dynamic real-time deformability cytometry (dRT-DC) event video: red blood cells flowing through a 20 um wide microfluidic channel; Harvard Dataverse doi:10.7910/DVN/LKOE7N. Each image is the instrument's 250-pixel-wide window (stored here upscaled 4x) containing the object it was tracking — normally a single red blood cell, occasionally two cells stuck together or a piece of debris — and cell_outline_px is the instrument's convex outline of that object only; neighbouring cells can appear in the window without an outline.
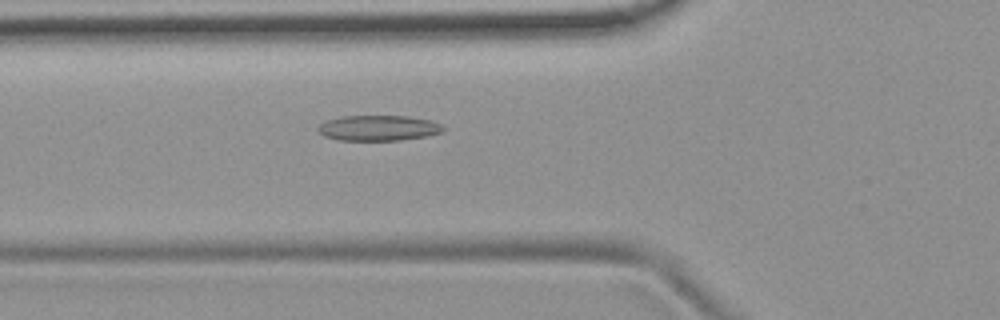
{"species": "common noctule bat (a hibernating species)", "species_latin": "Nyctalus noctula", "temperature_condition": "room temperature", "stored_images_in_passage": 45, "camera_frame_rate_fps": 3000, "um_per_image_px": 0.085, "animal": {"sex": "female", "body_mass_g": 19.9}, "frame": {"image": 1, "passage_image": 11, "time_ms": 3.333, "image_size_px": [1000, 320], "cell_outline_px": [[448, 128], [444, 132], [428, 136], [400, 140], [340, 140], [324, 136], [316, 128], [320, 124], [328, 120], [344, 116], [408, 116], [432, 120]], "centroid_in_image_um": [32.24, 10.88], "position_along_channel_um": 93.6, "area_um2": 18.67}}
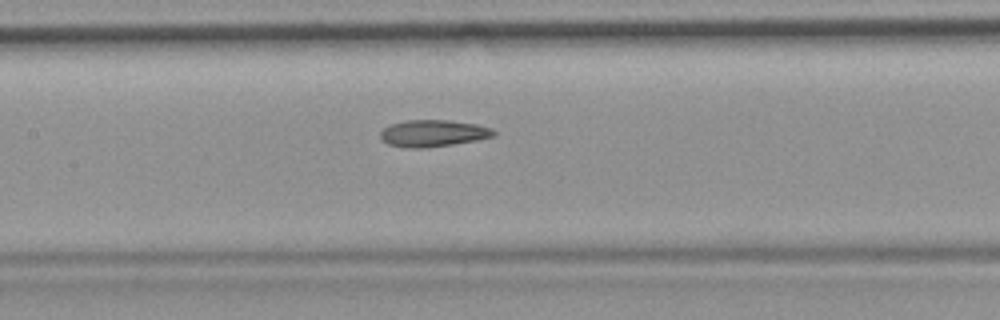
{"frame": {"image": 2, "passage_image": 17, "time_ms": 5.333, "image_size_px": [1000, 320], "cell_outline_px": [[496, 136], [476, 140], [452, 144], [424, 148], [408, 148], [388, 144], [380, 136], [380, 132], [388, 124], [408, 120], [448, 120], [476, 124], [492, 128], [496, 132]], "centroid_in_image_um": [36.82, 11.32], "position_along_channel_um": 170.6, "area_um2": 17.69}}
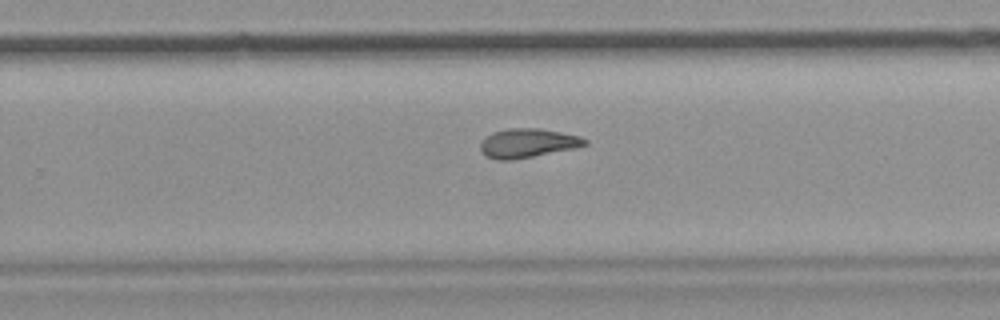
{"frame": {"image": 3, "passage_image": 26, "time_ms": 8.333, "image_size_px": [1000, 320], "cell_outline_px": [[588, 144], [576, 148], [532, 156], [508, 160], [496, 160], [488, 156], [480, 148], [480, 144], [492, 132], [508, 128], [540, 128], [580, 136], [588, 140]], "centroid_in_image_um": [44.89, 12.15], "position_along_channel_um": 284.9, "area_um2": 17.46}, "authors_computed_cell_mechanics": {"area_um2": 18.1492, "velocity_mm_per_s": 3.83, "shape_relaxation_time_tau1_ms": null, "shape_relaxation_time_tau2_ms": 2.6748, "deformation_change_tau1": null, "deformation_change_tau2": 0.0961}}